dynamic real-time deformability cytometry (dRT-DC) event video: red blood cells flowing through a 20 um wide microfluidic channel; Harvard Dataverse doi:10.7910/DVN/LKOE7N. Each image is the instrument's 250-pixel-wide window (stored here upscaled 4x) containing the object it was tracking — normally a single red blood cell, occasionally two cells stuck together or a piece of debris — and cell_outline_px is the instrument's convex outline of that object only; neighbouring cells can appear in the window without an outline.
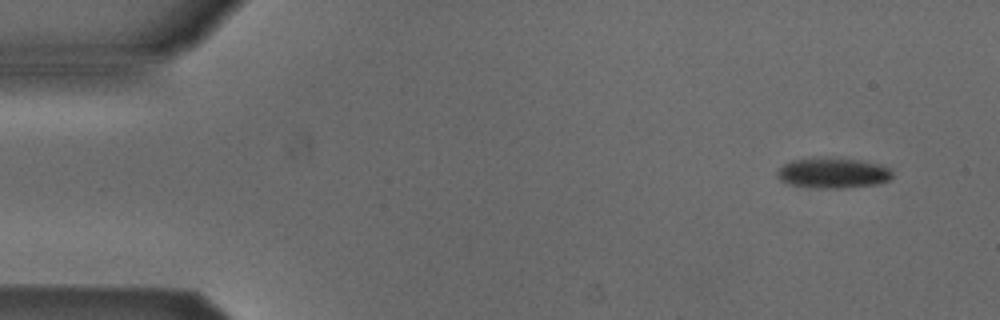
{"species": "Egyptian fruit bat (a non-hibernating species)", "species_latin": "Rousettus aegyptiacus", "temperature_condition": "cold", "stored_images_in_passage": 4, "camera_frame_rate_fps": 3000, "um_per_image_px": 0.085, "animal": {"sex": "male"}, "frame": {"image": 1, "passage_image": 1, "time_ms": 0.0, "image_size_px": [1000, 320], "cell_outline_px": [[892, 176], [888, 180], [876, 184], [840, 188], [820, 188], [792, 184], [780, 180], [776, 176], [776, 172], [788, 160], [808, 156], [840, 156], [864, 160], [880, 164], [888, 168], [892, 172]], "centroid_in_image_um": [70.76, 14.64], "position_along_channel_um": 14.2, "area_um2": 21.1}}
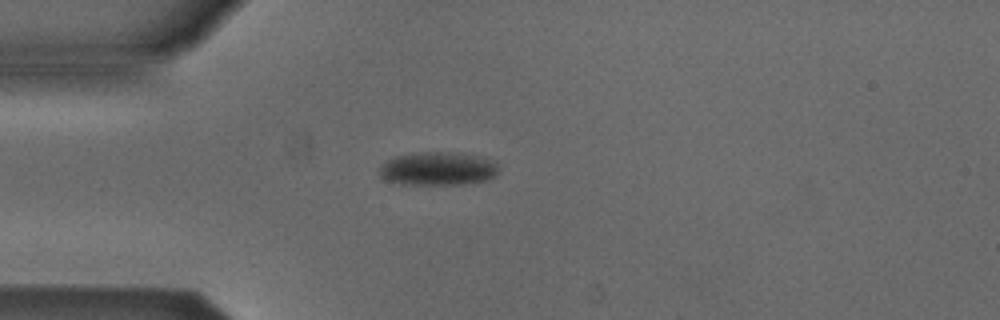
{"frame": {"image": 2, "passage_image": 4, "time_ms": 1.0, "image_size_px": [1000, 320], "cell_outline_px": [[500, 168], [488, 180], [460, 184], [400, 184], [380, 180], [380, 168], [388, 160], [396, 156], [424, 152], [460, 152], [480, 156], [492, 160], [500, 164]], "centroid_in_image_um": [37.24, 14.34], "position_along_channel_um": 47.8, "area_um2": 23.35}}